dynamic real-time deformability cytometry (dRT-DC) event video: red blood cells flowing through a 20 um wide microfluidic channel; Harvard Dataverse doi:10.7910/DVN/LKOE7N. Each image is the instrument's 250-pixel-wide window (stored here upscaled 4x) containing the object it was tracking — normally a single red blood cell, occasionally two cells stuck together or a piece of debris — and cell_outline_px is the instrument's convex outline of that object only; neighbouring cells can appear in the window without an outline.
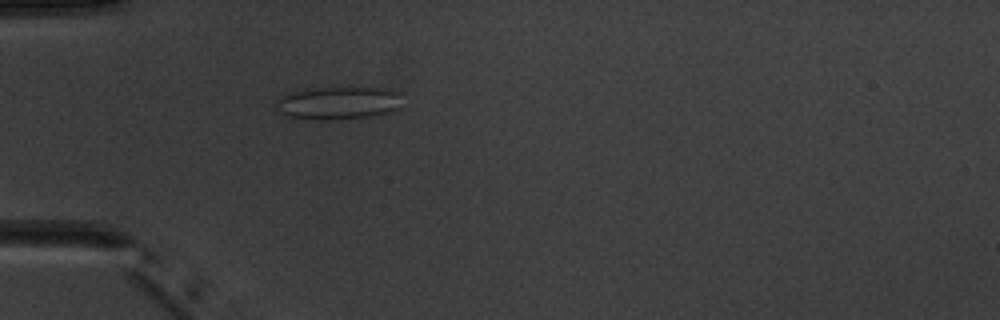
{"species": "common noctule bat (a hibernating species)", "species_latin": "Nyctalus noctula", "temperature_condition": "warm", "stored_images_in_passage": 5, "camera_frame_rate_fps": 3000, "um_per_image_px": 0.085, "animal": {"sex": "male", "body_mass_g": 20.1, "forearm_length_mm": 53.5}, "frame": {"image": 1, "passage_image": 5, "time_ms": 4.667, "image_size_px": [1000, 320], "cell_outline_px": [[400, 108], [392, 112], [372, 116], [288, 116], [280, 112], [276, 108], [276, 100], [280, 96], [288, 92], [308, 88], [380, 88], [400, 92]], "centroid_in_image_um": [28.79, 8.68], "position_along_channel_um": 56.2, "area_um2": 22.95}}